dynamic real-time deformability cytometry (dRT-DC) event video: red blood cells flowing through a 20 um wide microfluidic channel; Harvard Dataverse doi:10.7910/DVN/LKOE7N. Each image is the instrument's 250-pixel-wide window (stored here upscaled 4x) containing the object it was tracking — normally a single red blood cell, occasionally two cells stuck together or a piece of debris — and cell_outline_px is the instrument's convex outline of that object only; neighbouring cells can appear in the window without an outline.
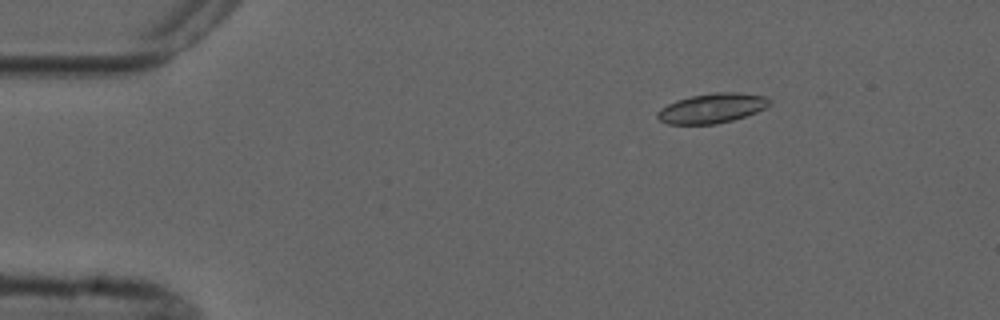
{"species": "common noctule bat (a hibernating species)", "species_latin": "Nyctalus noctula", "temperature_condition": "cold", "stored_images_in_passage": 5, "camera_frame_rate_fps": 3000, "um_per_image_px": 0.085, "animal": {"sex": "male", "forearm_length_mm": 52.5}, "frame": {"image": 1, "passage_image": 3, "time_ms": 2.333, "image_size_px": [1000, 320], "cell_outline_px": [[772, 104], [756, 112], [732, 120], [716, 124], [668, 124], [660, 120], [656, 116], [656, 112], [660, 108], [676, 100], [692, 96], [716, 92], [736, 92], [764, 96], [772, 100]], "centroid_in_image_um": [60.51, 9.2], "position_along_channel_um": 24.5, "area_um2": 19.36}}